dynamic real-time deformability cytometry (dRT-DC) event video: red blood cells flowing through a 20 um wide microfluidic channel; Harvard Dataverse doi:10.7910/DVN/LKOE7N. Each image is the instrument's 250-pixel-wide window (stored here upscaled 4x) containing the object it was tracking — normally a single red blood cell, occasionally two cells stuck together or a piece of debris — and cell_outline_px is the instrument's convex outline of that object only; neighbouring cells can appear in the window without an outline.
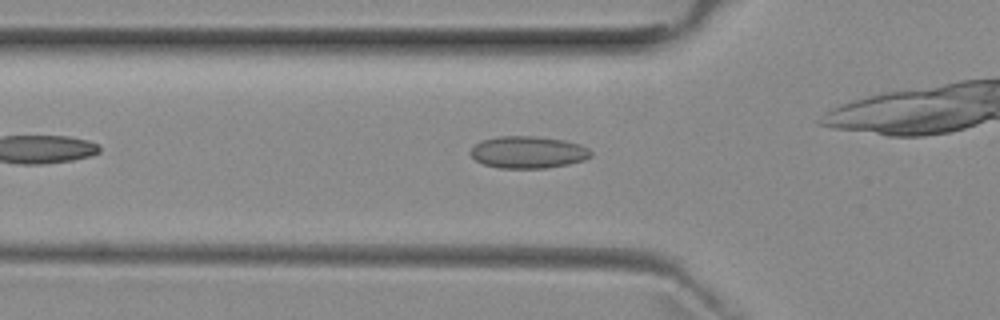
{"species": "common noctule bat (a hibernating species)", "species_latin": "Nyctalus noctula", "temperature_condition": "room temperature", "stored_images_in_passage": 31, "camera_frame_rate_fps": 3000, "um_per_image_px": 0.085, "animal": {"sex": "female", "body_mass_g": 29.2, "forearm_length_mm": 56.3}, "frame": {"image": 1, "passage_image": 7, "time_ms": 2.0, "image_size_px": [1000, 320], "cell_outline_px": [[592, 156], [584, 160], [568, 164], [544, 168], [500, 168], [484, 164], [476, 160], [468, 152], [480, 140], [500, 136], [536, 136], [564, 140], [580, 144], [588, 148], [592, 152]], "centroid_in_image_um": [44.89, 12.93], "position_along_channel_um": 80.9, "area_um2": 22.54}}
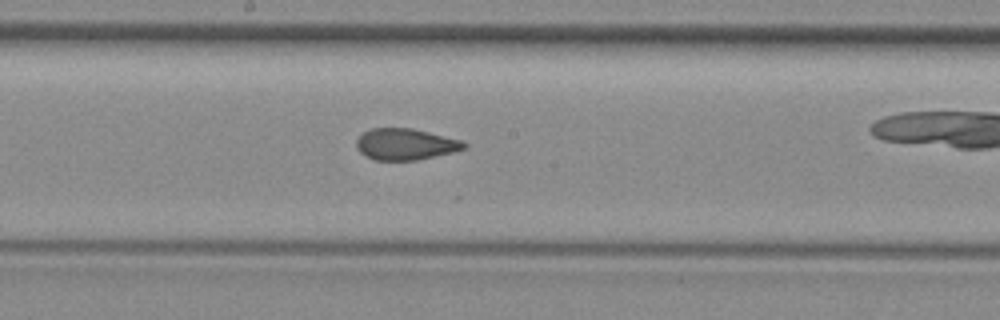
{"frame": {"image": 2, "passage_image": 17, "time_ms": 5.333, "image_size_px": [1000, 320], "cell_outline_px": [[468, 144], [464, 148], [452, 152], [416, 160], [376, 160], [364, 156], [356, 148], [356, 140], [364, 132], [372, 128], [412, 128], [464, 140]], "centroid_in_image_um": [34.46, 12.25], "position_along_channel_um": 213.7, "area_um2": 19.71}}
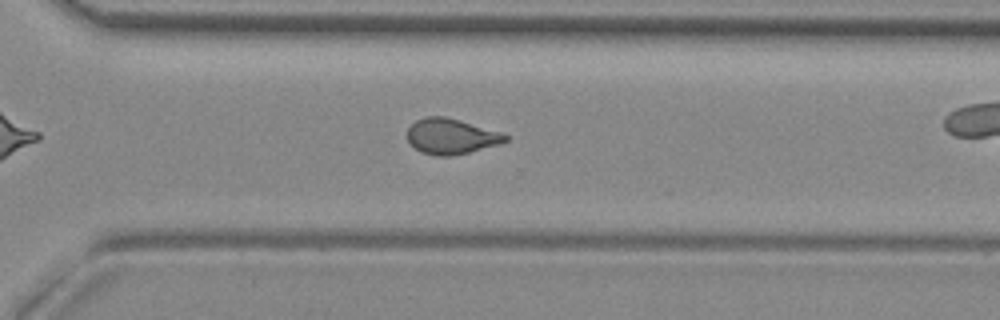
{"frame": {"image": 3, "passage_image": 26, "time_ms": 8.333, "image_size_px": [1000, 320], "cell_outline_px": [[512, 136], [508, 140], [496, 144], [468, 152], [452, 156], [436, 156], [420, 152], [408, 140], [408, 128], [416, 120], [424, 116], [444, 116], [460, 120], [504, 132]], "centroid_in_image_um": [38.37, 11.57], "position_along_channel_um": 332.2, "area_um2": 20.35}}